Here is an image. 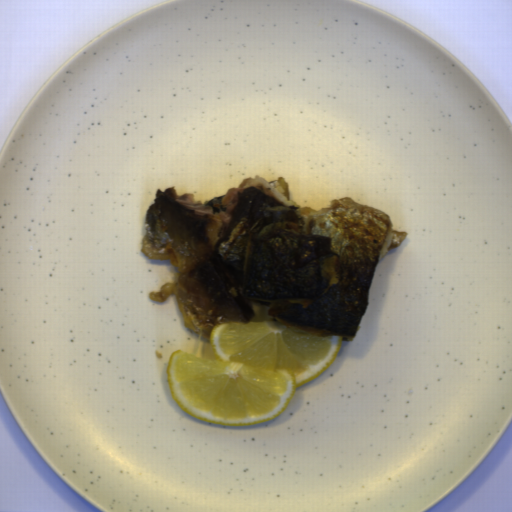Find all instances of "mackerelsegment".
<instances>
[{
  "label": "mackerel segment",
  "mask_w": 512,
  "mask_h": 512,
  "mask_svg": "<svg viewBox=\"0 0 512 512\" xmlns=\"http://www.w3.org/2000/svg\"><path fill=\"white\" fill-rule=\"evenodd\" d=\"M142 253L179 275L150 300L175 296L186 327L205 339L224 322H252L254 305L317 337H357L381 260L408 233L350 197L316 211L290 199L284 177L255 176L206 203L156 190Z\"/></svg>",
  "instance_id": "obj_1"
}]
</instances>
